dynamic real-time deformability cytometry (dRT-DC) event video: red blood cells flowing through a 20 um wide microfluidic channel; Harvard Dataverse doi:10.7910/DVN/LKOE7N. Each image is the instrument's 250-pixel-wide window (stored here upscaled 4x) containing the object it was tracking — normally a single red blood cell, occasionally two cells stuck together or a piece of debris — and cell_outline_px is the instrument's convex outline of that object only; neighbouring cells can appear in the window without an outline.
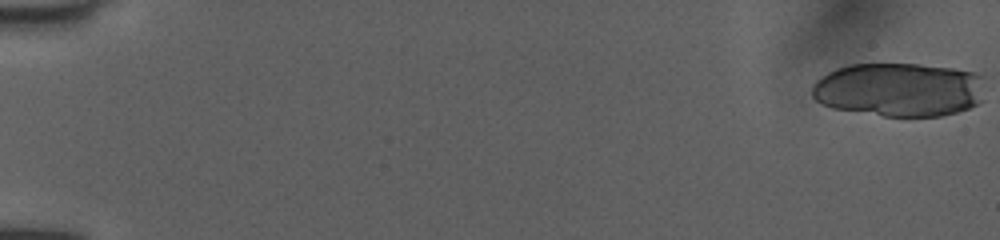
{"species": "human", "species_latin": "Homo sapiens", "temperature_condition": "room temperature", "stored_images_in_passage": 20, "camera_frame_rate_fps": 3000, "um_per_image_px": 0.085, "donor": {"sex": "female"}, "frame": {"image": 1, "passage_image": 1, "time_ms": 0.0, "image_size_px": [1000, 240], "cell_outline_px": [[984, 100], [968, 108], [956, 112], [940, 116], [884, 116], [832, 108], [820, 104], [812, 96], [812, 84], [820, 76], [836, 68], [848, 64], [916, 64], [952, 68], [976, 72], [984, 76]], "centroid_in_image_um": [76.44, 7.61], "position_along_channel_um": 8.6, "area_um2": 55.03}}